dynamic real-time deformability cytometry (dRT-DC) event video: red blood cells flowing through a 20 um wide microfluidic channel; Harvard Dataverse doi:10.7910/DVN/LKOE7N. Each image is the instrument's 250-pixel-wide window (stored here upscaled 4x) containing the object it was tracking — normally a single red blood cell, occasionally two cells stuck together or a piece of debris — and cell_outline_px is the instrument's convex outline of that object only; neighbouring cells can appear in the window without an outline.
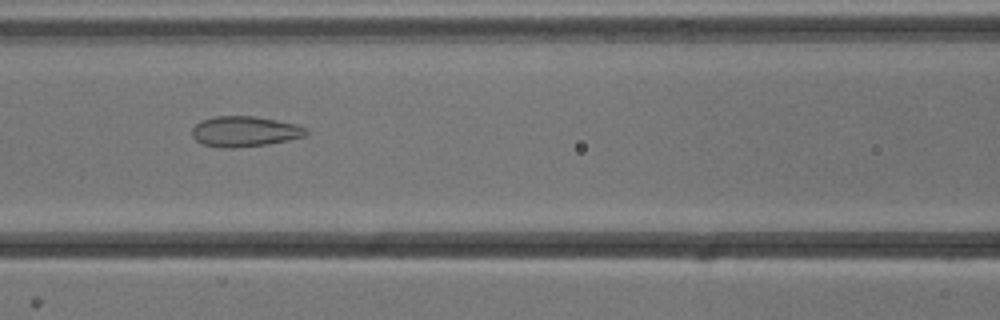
{"species": "common noctule bat (a hibernating species)", "species_latin": "Nyctalus noctula", "temperature_condition": "cold", "stored_images_in_passage": 53, "camera_frame_rate_fps": 3000, "um_per_image_px": 0.085, "animal": {"sex": "male", "body_mass_g": 13.3}, "frame": {"image": 1, "passage_image": 23, "time_ms": 7.333, "image_size_px": [1000, 320], "cell_outline_px": [[308, 136], [268, 144], [232, 148], [224, 148], [204, 144], [196, 140], [192, 136], [192, 128], [200, 120], [216, 116], [252, 116], [276, 120], [296, 124], [308, 128]], "centroid_in_image_um": [20.82, 11.17], "position_along_channel_um": 145.8, "area_um2": 20.29}}
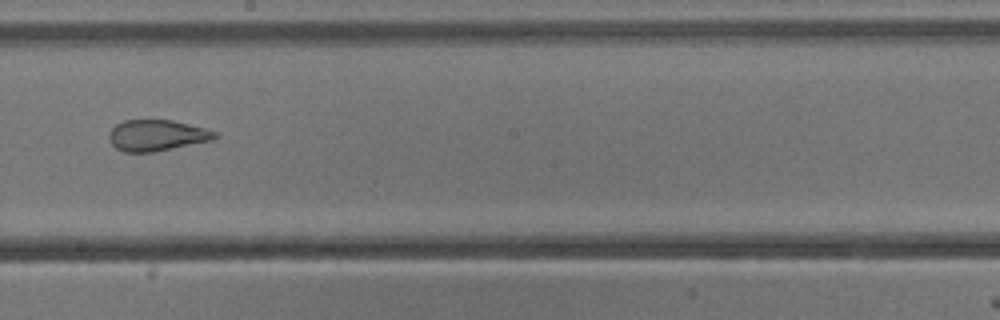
{"frame": {"image": 2, "passage_image": 30, "time_ms": 9.667, "image_size_px": [1000, 320], "cell_outline_px": [[220, 136], [212, 140], [152, 152], [124, 152], [116, 148], [108, 140], [108, 132], [116, 124], [124, 120], [172, 120], [204, 128], [216, 132]], "centroid_in_image_um": [13.3, 11.5], "position_along_channel_um": 234.9, "area_um2": 19.13}}
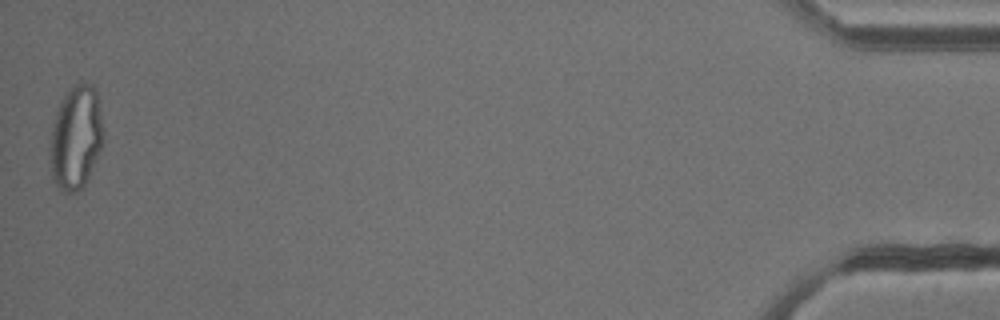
{"frame": {"image": 3, "passage_image": 53, "time_ms": 17.333, "image_size_px": [1000, 320], "cell_outline_px": [[104, 140], [88, 176], [84, 184], [76, 192], [60, 192], [52, 180], [48, 152], [48, 144], [52, 124], [56, 112], [64, 96], [72, 84], [80, 80], [92, 84], [96, 92], [104, 132]], "centroid_in_image_um": [6.41, 11.68], "position_along_channel_um": 428.8, "area_um2": 32.71}, "authors_computed_cell_mechanics": {"area_um2": 27.0504, "velocity_mm_per_s": 3.8239, "shape_relaxation_time_tau1_ms": null, "shape_relaxation_time_tau2_ms": 1.195, "deformation_change_tau1": null, "deformation_change_tau2": 0.087}}